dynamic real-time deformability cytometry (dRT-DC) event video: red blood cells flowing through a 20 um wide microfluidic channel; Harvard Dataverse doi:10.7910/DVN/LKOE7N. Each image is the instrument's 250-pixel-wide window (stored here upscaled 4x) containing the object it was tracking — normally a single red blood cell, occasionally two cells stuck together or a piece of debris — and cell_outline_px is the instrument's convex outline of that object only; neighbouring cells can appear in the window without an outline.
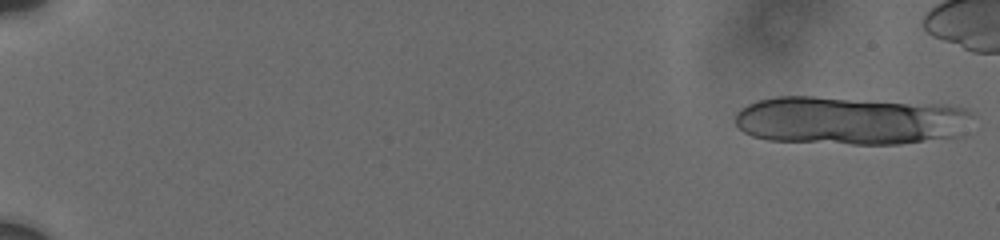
{"species": "human", "species_latin": "Homo sapiens", "temperature_condition": "cold", "stored_images_in_passage": 9, "segment_of_instrument_passage": [1, 2], "camera_frame_rate_fps": 3000, "um_per_image_px": 0.085, "donor": {"sex": "male"}, "frame": {"image": 1, "passage_image": 1, "time_ms": 0.0, "image_size_px": [1000, 240], "cell_outline_px": [[976, 116], [956, 136], [900, 144], [852, 144], [768, 140], [752, 136], [744, 132], [736, 124], [736, 112], [740, 108], [756, 100], [776, 96], [812, 96], [948, 104], [964, 108]], "centroid_in_image_um": [72.26, 10.23], "position_along_channel_um": 12.7, "area_um2": 67.51}}
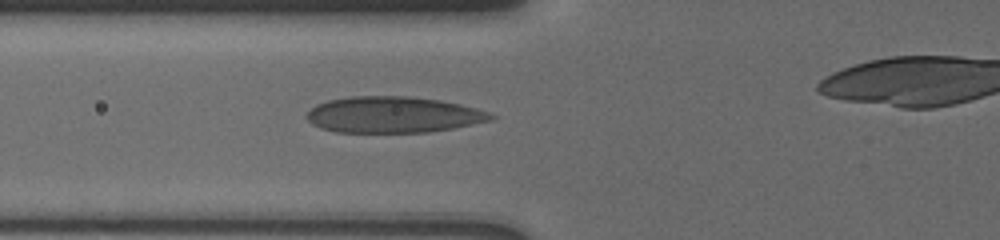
{"frame": {"image": 2, "passage_image": 8, "time_ms": 7.667, "image_size_px": [1000, 240], "cell_outline_px": [[496, 116], [492, 120], [452, 128], [428, 132], [336, 132], [320, 128], [312, 124], [304, 116], [316, 104], [328, 100], [348, 96], [408, 96], [440, 100], [460, 104], [492, 112]], "centroid_in_image_um": [33.41, 9.74], "position_along_channel_um": 92.4, "area_um2": 38.96}}